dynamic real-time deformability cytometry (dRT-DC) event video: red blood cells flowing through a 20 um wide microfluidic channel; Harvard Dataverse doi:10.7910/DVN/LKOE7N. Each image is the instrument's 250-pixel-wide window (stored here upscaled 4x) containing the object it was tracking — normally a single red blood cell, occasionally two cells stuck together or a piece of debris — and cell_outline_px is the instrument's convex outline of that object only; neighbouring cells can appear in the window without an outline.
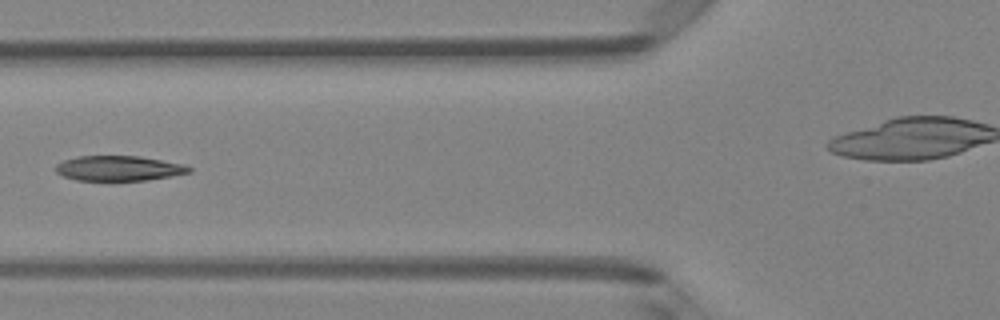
{"species": "Egyptian fruit bat (a non-hibernating species)", "species_latin": "Rousettus aegyptiacus", "temperature_condition": "room temperature", "stored_images_in_passage": 6, "camera_frame_rate_fps": 3000, "um_per_image_px": 0.085, "animal": {"sex": "female"}, "frame": {"image": 1, "passage_image": 6, "time_ms": 1.667, "image_size_px": [1000, 320], "cell_outline_px": [[192, 172], [148, 180], [116, 184], [76, 180], [64, 176], [56, 172], [56, 164], [64, 160], [76, 156], [140, 156], [184, 164], [192, 168]], "centroid_in_image_um": [10.08, 14.35], "position_along_channel_um": 115.7, "area_um2": 20.46}}